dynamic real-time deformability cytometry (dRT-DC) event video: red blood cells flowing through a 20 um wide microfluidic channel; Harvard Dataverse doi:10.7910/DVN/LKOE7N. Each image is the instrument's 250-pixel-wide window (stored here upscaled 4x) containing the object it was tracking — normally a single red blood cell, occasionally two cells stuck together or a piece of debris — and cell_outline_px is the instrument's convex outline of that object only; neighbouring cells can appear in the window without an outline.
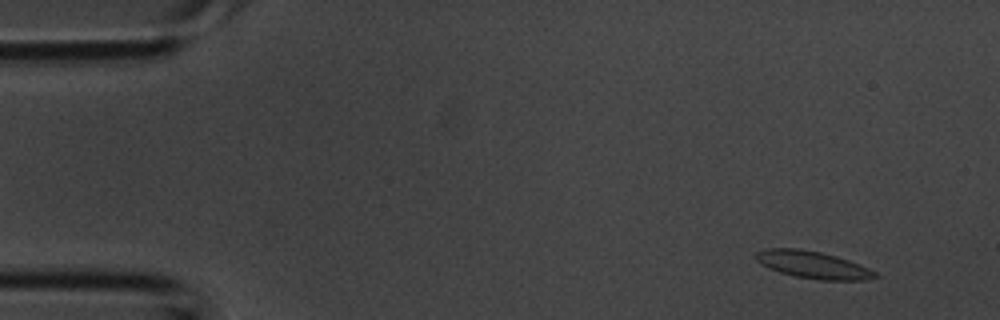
{"species": "common noctule bat (a hibernating species)", "species_latin": "Nyctalus noctula", "temperature_condition": "room temperature", "stored_images_in_passage": 38, "camera_frame_rate_fps": 3000, "um_per_image_px": 0.085, "animal": {"sex": "male", "body_mass_g": 20.1, "forearm_length_mm": 53.5}, "frame": {"image": 1, "passage_image": 3, "time_ms": 0.667, "image_size_px": [1000, 320], "cell_outline_px": [[880, 276], [864, 280], [820, 280], [796, 276], [780, 272], [768, 268], [760, 264], [752, 256], [756, 252], [764, 248], [800, 248], [820, 252], [836, 256], [860, 264], [876, 272]], "centroid_in_image_um": [69.05, 22.49], "position_along_channel_um": 15.9, "area_um2": 19.07}}
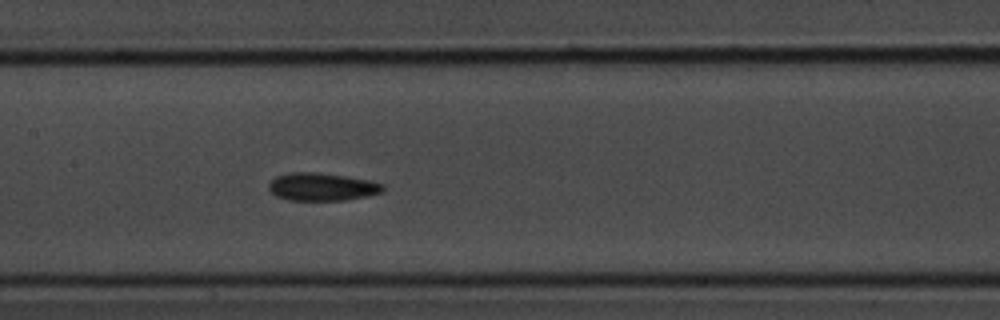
{"frame": {"image": 2, "passage_image": 18, "time_ms": 5.667, "image_size_px": [1000, 320], "cell_outline_px": [[384, 192], [344, 200], [288, 200], [276, 196], [268, 188], [268, 184], [276, 176], [288, 172], [316, 172], [344, 176], [368, 180], [384, 184]], "centroid_in_image_um": [27.34, 15.87], "position_along_channel_um": 180.1, "area_um2": 18.44}}
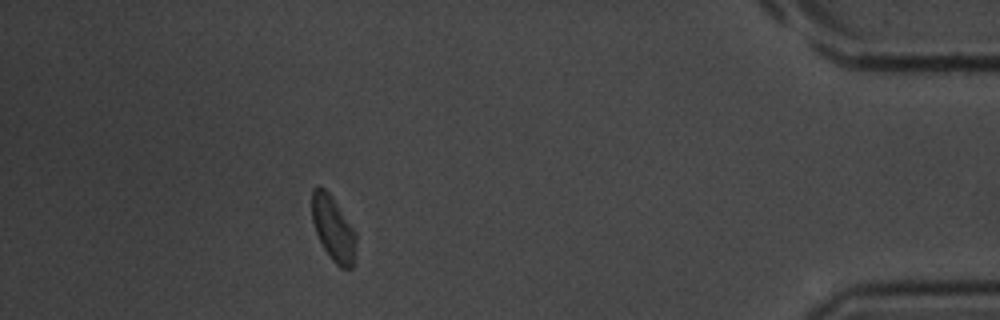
{"frame": {"image": 3, "passage_image": 34, "time_ms": 11.0, "image_size_px": [1000, 320], "cell_outline_px": [[356, 248], [352, 268], [340, 268], [332, 260], [324, 248], [316, 232], [312, 220], [312, 188], [324, 188], [328, 192], [356, 232]], "centroid_in_image_um": [28.34, 19.46], "position_along_channel_um": 406.9, "area_um2": 16.36}}